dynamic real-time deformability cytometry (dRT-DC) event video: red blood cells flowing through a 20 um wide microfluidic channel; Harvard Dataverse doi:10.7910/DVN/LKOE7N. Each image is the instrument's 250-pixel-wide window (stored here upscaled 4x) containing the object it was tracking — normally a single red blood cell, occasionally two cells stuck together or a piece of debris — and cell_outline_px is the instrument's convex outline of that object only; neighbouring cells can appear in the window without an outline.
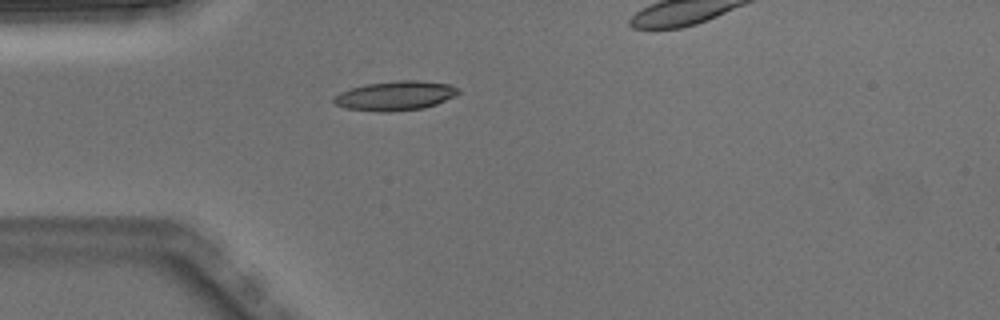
{"species": "Egyptian fruit bat (a non-hibernating species)", "species_latin": "Rousettus aegyptiacus", "temperature_condition": "warm", "stored_images_in_passage": 2, "segment_of_instrument_passage": [1, 2], "camera_frame_rate_fps": 3000, "um_per_image_px": 0.085, "animal": {"sex": "male"}, "frame": {"image": 1, "passage_image": 1, "time_ms": 0.0, "image_size_px": [1000, 320], "cell_outline_px": [[460, 92], [436, 104], [424, 108], [388, 112], [380, 112], [348, 108], [336, 104], [332, 100], [332, 96], [340, 92], [352, 88], [368, 84], [396, 80], [416, 80], [448, 84], [460, 88]], "centroid_in_image_um": [33.59, 8.13], "position_along_channel_um": 51.4, "area_um2": 21.1}}